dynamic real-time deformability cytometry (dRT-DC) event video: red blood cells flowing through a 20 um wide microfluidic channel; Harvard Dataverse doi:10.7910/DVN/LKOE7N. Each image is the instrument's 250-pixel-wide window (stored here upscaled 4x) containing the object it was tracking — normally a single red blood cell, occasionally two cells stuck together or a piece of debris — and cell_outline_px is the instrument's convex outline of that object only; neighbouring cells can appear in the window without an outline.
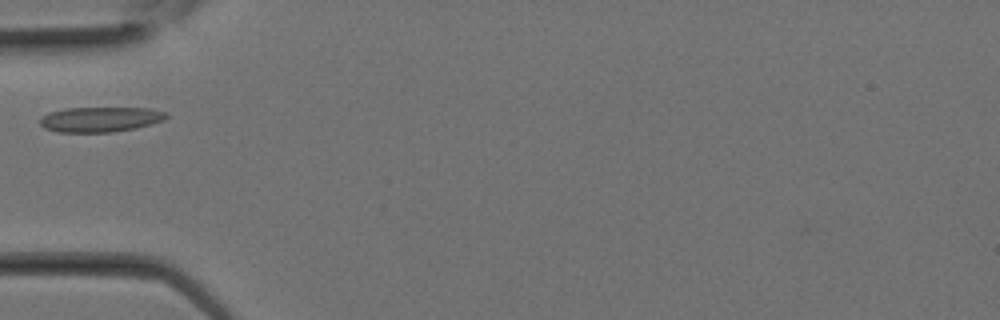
{"species": "Egyptian fruit bat (a non-hibernating species)", "species_latin": "Rousettus aegyptiacus", "temperature_condition": "room temperature", "stored_images_in_passage": 9, "camera_frame_rate_fps": 3000, "um_per_image_px": 0.085, "animal": {"sex": "female"}, "frame": {"image": 1, "passage_image": 4, "time_ms": 1.0, "image_size_px": [1000, 320], "cell_outline_px": [[168, 116], [164, 120], [152, 124], [136, 128], [112, 132], [60, 132], [44, 128], [40, 124], [40, 120], [48, 112], [64, 108], [148, 108], [168, 112]], "centroid_in_image_um": [8.55, 10.14], "position_along_channel_um": 76.4, "area_um2": 18.5}}